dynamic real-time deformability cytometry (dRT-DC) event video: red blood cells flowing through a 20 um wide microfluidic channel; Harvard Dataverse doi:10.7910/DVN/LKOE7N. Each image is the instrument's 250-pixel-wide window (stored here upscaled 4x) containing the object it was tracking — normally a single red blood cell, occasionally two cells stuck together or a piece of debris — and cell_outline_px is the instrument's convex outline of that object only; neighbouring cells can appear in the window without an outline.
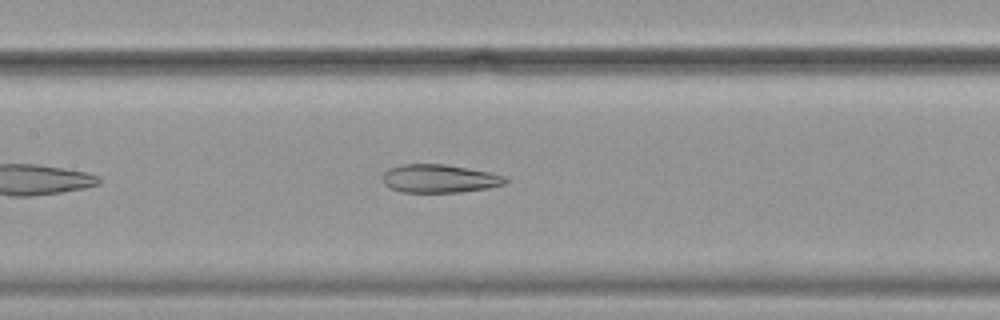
{"species": "common noctule bat (a hibernating species)", "species_latin": "Nyctalus noctula", "temperature_condition": "cold", "stored_images_in_passage": 44, "camera_frame_rate_fps": 3000, "um_per_image_px": 0.085, "animal": {"sex": "female", "body_mass_g": 19.9}, "frame": {"image": 1, "passage_image": 13, "time_ms": 4.0, "image_size_px": [1000, 320], "cell_outline_px": [[508, 180], [504, 184], [488, 188], [460, 192], [400, 192], [388, 188], [380, 180], [384, 172], [388, 168], [404, 164], [444, 164], [468, 168], [508, 176]], "centroid_in_image_um": [37.31, 15.18], "position_along_channel_um": 170.1, "area_um2": 20.46}}